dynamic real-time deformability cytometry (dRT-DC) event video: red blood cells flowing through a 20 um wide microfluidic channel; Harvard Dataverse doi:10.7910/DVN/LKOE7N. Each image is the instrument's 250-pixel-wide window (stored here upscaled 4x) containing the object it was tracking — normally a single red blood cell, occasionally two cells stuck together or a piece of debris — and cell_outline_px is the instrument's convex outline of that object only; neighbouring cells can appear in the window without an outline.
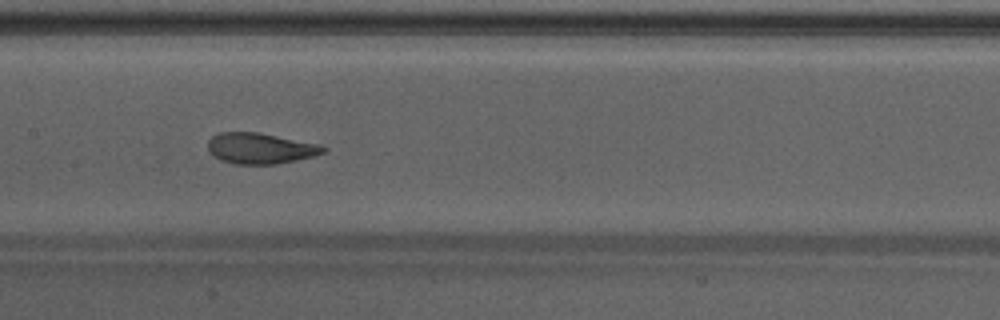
{"species": "Egyptian fruit bat (a non-hibernating species)", "species_latin": "Rousettus aegyptiacus", "temperature_condition": "warm", "stored_images_in_passage": 40, "camera_frame_rate_fps": 3000, "um_per_image_px": 0.085, "animal": {"sex": "male"}, "frame": {"image": 1, "passage_image": 18, "time_ms": 5.667, "image_size_px": [1000, 320], "cell_outline_px": [[328, 148], [324, 152], [312, 156], [296, 160], [276, 164], [236, 164], [220, 160], [208, 148], [208, 140], [212, 136], [220, 132], [260, 132], [320, 144]], "centroid_in_image_um": [22.15, 12.6], "position_along_channel_um": 185.3, "area_um2": 20.69}, "authors_computed_cell_mechanics": {"area_um2": 20.8658, "velocity_mm_per_s": 4.2403, "shape_relaxation_time_tau1_ms": 2.9118, "shape_relaxation_time_tau2_ms": 0.7653, "deformation_change_tau1": 0.1376, "deformation_change_tau2": 0.0582}}